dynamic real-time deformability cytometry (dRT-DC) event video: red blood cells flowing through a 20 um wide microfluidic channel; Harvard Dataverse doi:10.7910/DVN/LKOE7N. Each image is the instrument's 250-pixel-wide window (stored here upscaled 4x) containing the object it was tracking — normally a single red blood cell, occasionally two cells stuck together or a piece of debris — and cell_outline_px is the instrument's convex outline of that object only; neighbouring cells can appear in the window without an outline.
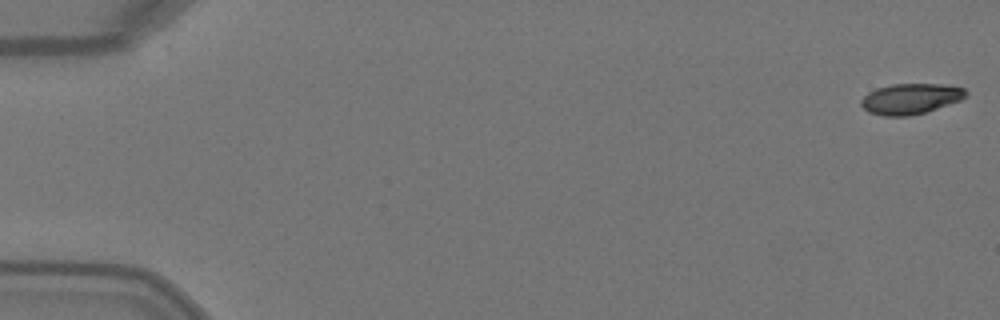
{"species": "Egyptian fruit bat (a non-hibernating species)", "species_latin": "Rousettus aegyptiacus", "temperature_condition": "warm", "stored_images_in_passage": 25, "camera_frame_rate_fps": 3000, "um_per_image_px": 0.085, "animal": {"sex": "female"}, "frame": {"image": 1, "passage_image": 1, "time_ms": 0.0, "image_size_px": [1000, 320], "cell_outline_px": [[968, 96], [960, 100], [924, 112], [908, 116], [884, 116], [868, 112], [860, 104], [860, 100], [868, 92], [876, 88], [892, 84], [944, 84], [964, 88], [968, 92]], "centroid_in_image_um": [77.39, 8.38], "position_along_channel_um": 7.6, "area_um2": 18.67}}
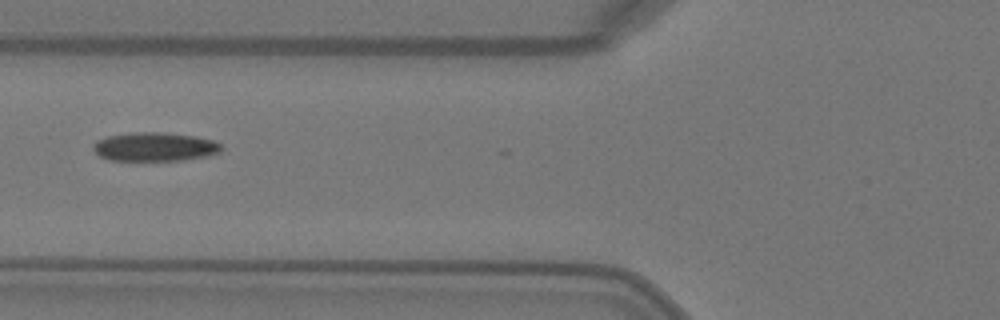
{"frame": {"image": 2, "passage_image": 20, "time_ms": 6.333, "image_size_px": [1000, 320], "cell_outline_px": [[224, 148], [220, 152], [208, 156], [184, 160], [108, 160], [100, 156], [92, 148], [92, 144], [96, 140], [108, 136], [136, 132], [160, 132], [196, 136], [212, 140], [220, 144]], "centroid_in_image_um": [13.16, 12.48], "position_along_channel_um": 112.6, "area_um2": 21.56}}
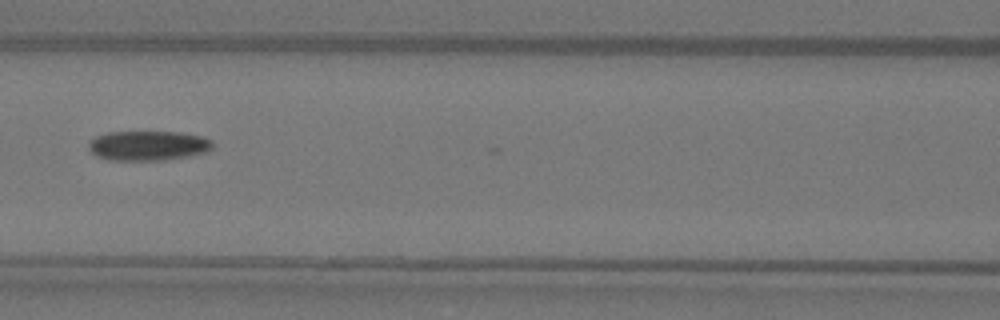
{"frame": {"image": 3, "passage_image": 23, "time_ms": 7.333, "image_size_px": [1000, 320], "cell_outline_px": [[212, 148], [208, 152], [192, 156], [164, 160], [108, 160], [96, 156], [88, 148], [88, 144], [96, 136], [108, 132], [180, 132], [200, 136], [212, 140]], "centroid_in_image_um": [12.61, 12.39], "position_along_channel_um": 154.0, "area_um2": 21.62}}